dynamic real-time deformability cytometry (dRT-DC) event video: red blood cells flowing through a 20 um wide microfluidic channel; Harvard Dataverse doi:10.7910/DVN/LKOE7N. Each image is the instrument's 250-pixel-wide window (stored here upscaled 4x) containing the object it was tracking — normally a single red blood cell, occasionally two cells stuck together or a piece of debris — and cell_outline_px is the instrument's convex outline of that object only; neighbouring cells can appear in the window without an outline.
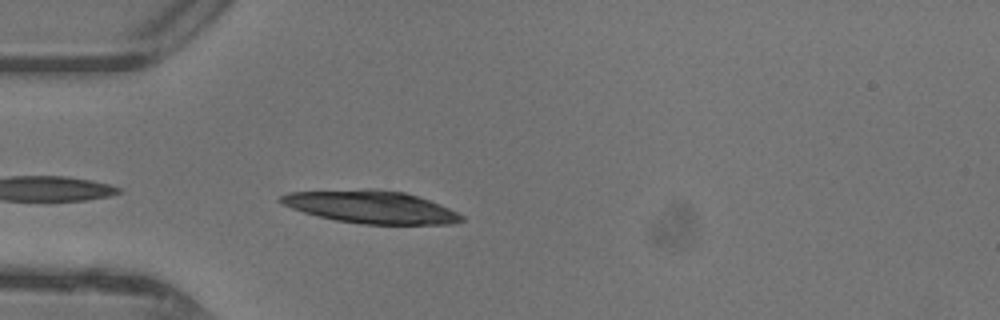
{"species": "common noctule bat (a hibernating species)", "species_latin": "Nyctalus noctula", "temperature_condition": "warm", "stored_images_in_passage": 34, "camera_frame_rate_fps": 3000, "um_per_image_px": 0.085, "animal": {"sex": "female"}, "frame": {"image": 1, "passage_image": 2, "time_ms": 0.333, "image_size_px": [1000, 320], "cell_outline_px": [[464, 220], [452, 224], [364, 224], [336, 220], [304, 212], [292, 208], [276, 200], [280, 196], [288, 192], [368, 188], [372, 188], [404, 192], [440, 204], [464, 216]], "centroid_in_image_um": [31.52, 17.58], "position_along_channel_um": 53.5, "area_um2": 34.28}}
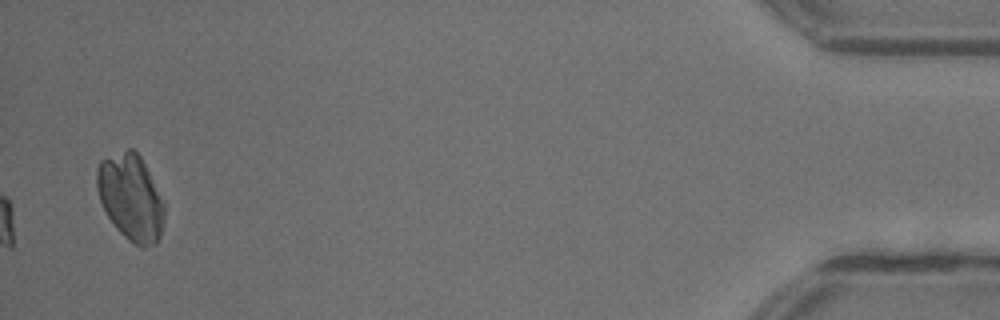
{"frame": {"image": 2, "passage_image": 34, "time_ms": 11.0, "image_size_px": [1000, 320], "cell_outline_px": [[164, 224], [160, 236], [156, 244], [144, 248], [140, 248], [124, 236], [116, 228], [108, 216], [100, 200], [96, 188], [96, 172], [100, 160], [128, 148], [132, 148], [140, 156], [164, 200]], "centroid_in_image_um": [11.13, 16.79], "position_along_channel_um": 424.1, "area_um2": 34.04}}